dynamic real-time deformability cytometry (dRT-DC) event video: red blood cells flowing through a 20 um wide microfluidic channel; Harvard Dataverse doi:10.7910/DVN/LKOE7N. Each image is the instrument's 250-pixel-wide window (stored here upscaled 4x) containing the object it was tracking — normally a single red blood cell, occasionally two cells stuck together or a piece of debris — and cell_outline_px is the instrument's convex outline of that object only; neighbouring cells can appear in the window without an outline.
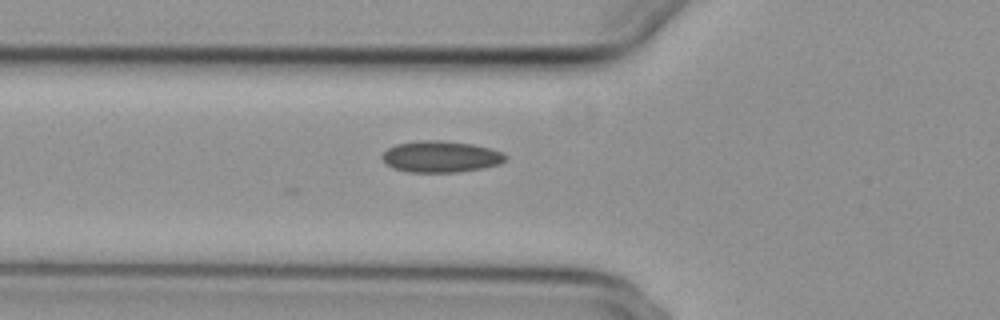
{"species": "common noctule bat (a hibernating species)", "species_latin": "Nyctalus noctula", "temperature_condition": "cold", "stored_images_in_passage": 7, "camera_frame_rate_fps": 3000, "um_per_image_px": 0.085, "animal": {"sex": "female", "body_mass_g": 29.2, "forearm_length_mm": 56.3}, "frame": {"image": 1, "passage_image": 7, "time_ms": 2.0, "image_size_px": [1000, 320], "cell_outline_px": [[508, 156], [500, 164], [484, 168], [456, 172], [408, 172], [392, 168], [384, 160], [384, 152], [388, 148], [396, 144], [420, 140], [440, 140], [472, 144], [492, 148], [504, 152]], "centroid_in_image_um": [37.52, 13.31], "position_along_channel_um": 88.3, "area_um2": 22.6}}